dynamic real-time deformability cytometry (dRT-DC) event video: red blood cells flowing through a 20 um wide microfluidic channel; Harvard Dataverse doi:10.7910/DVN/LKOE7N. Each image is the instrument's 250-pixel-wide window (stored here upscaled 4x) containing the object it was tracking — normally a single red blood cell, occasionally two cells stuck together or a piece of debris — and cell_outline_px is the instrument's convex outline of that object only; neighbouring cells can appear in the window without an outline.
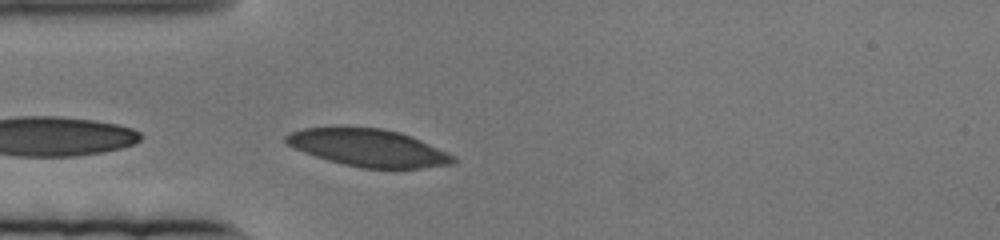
{"species": "human", "species_latin": "Homo sapiens", "temperature_condition": "cold", "stored_images_in_passage": 14, "camera_frame_rate_fps": 3000, "um_per_image_px": 0.085, "donor": {"sex": "female"}, "frame": {"image": 1, "passage_image": 3, "time_ms": 0.667, "image_size_px": [1000, 240], "cell_outline_px": [[456, 160], [452, 164], [420, 168], [364, 168], [344, 164], [328, 160], [304, 152], [288, 144], [284, 140], [284, 136], [292, 132], [304, 128], [384, 128], [400, 132], [412, 136], [456, 156]], "centroid_in_image_um": [31.36, 12.57], "position_along_channel_um": 53.6, "area_um2": 35.95}}
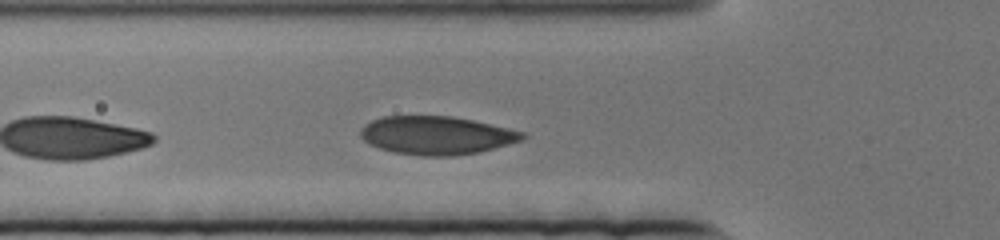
{"frame": {"image": 2, "passage_image": 8, "time_ms": 2.333, "image_size_px": [1000, 240], "cell_outline_px": [[528, 136], [524, 140], [480, 152], [456, 156], [420, 156], [396, 152], [380, 148], [364, 140], [360, 136], [360, 128], [364, 124], [380, 116], [452, 116], [472, 120], [508, 128], [524, 132]], "centroid_in_image_um": [37.12, 11.5], "position_along_channel_um": 88.7, "area_um2": 36.3}}